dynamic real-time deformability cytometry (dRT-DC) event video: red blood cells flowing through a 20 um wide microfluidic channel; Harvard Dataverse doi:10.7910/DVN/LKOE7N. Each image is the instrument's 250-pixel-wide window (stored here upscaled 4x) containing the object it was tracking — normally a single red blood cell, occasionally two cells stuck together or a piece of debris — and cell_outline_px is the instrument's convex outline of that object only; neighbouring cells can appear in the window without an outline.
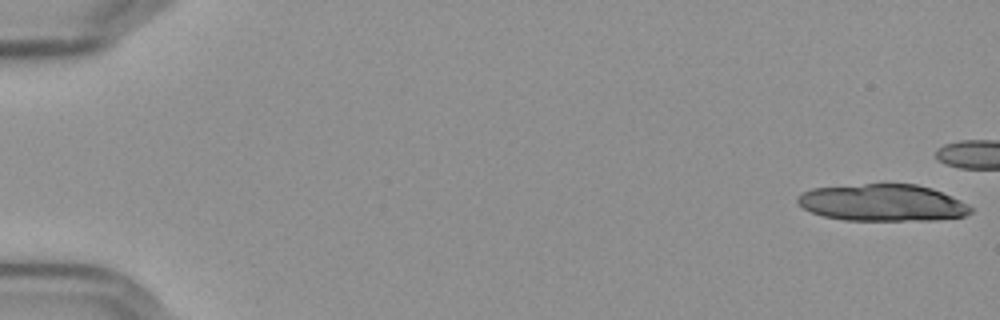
{"species": "Egyptian fruit bat (a non-hibernating species)", "species_latin": "Rousettus aegyptiacus", "temperature_condition": "cold", "stored_images_in_passage": 18, "camera_frame_rate_fps": 3000, "um_per_image_px": 0.085, "frame": {"image": 1, "passage_image": 1, "time_ms": 0.0, "image_size_px": [1000, 320], "cell_outline_px": [[972, 212], [964, 216], [936, 220], [844, 220], [824, 216], [812, 212], [804, 208], [796, 200], [796, 196], [800, 192], [812, 188], [864, 184], [916, 184], [932, 188], [952, 196], [968, 204], [972, 208]], "centroid_in_image_um": [75.02, 17.23], "position_along_channel_um": 10.0, "area_um2": 37.28}}